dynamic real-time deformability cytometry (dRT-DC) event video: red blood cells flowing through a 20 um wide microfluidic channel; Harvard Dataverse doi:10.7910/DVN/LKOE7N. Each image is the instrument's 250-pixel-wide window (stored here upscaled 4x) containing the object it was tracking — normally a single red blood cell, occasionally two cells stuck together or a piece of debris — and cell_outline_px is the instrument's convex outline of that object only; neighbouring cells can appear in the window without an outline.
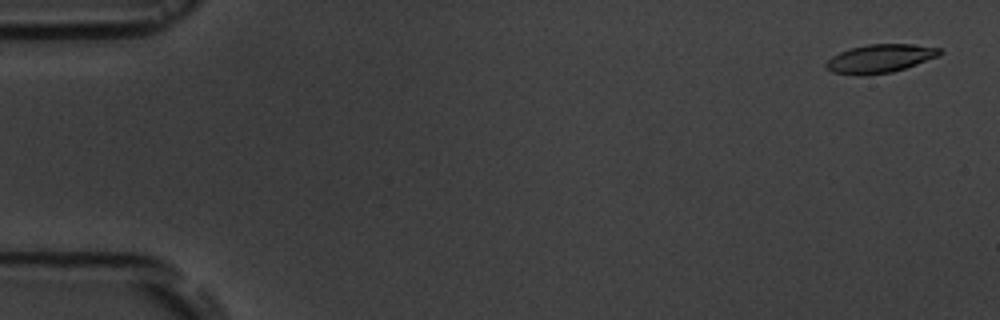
{"species": "common noctule bat (a hibernating species)", "species_latin": "Nyctalus noctula", "temperature_condition": "room temperature", "stored_images_in_passage": 5, "camera_frame_rate_fps": 3000, "um_per_image_px": 0.085, "animal": {"sex": "male", "body_mass_g": 19.5, "forearm_length_mm": 54.6}, "frame": {"image": 1, "passage_image": 1, "time_ms": 0.0, "image_size_px": [1000, 320], "cell_outline_px": [[944, 52], [940, 56], [892, 72], [860, 76], [832, 72], [824, 64], [832, 56], [840, 52], [852, 48], [868, 44], [912, 44], [940, 48]], "centroid_in_image_um": [74.82, 4.98], "position_along_channel_um": 10.2, "area_um2": 18.79}}
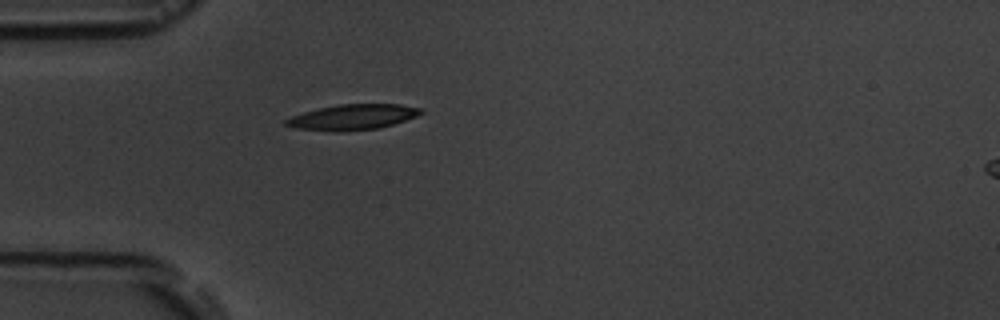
{"frame": {"image": 2, "passage_image": 5, "time_ms": 4.667, "image_size_px": [1000, 320], "cell_outline_px": [[424, 112], [416, 116], [380, 128], [340, 132], [332, 132], [296, 128], [284, 124], [284, 120], [292, 116], [304, 112], [320, 108], [340, 104], [400, 104], [424, 108]], "centroid_in_image_um": [29.99, 9.96], "position_along_channel_um": 55.0, "area_um2": 20.06}}